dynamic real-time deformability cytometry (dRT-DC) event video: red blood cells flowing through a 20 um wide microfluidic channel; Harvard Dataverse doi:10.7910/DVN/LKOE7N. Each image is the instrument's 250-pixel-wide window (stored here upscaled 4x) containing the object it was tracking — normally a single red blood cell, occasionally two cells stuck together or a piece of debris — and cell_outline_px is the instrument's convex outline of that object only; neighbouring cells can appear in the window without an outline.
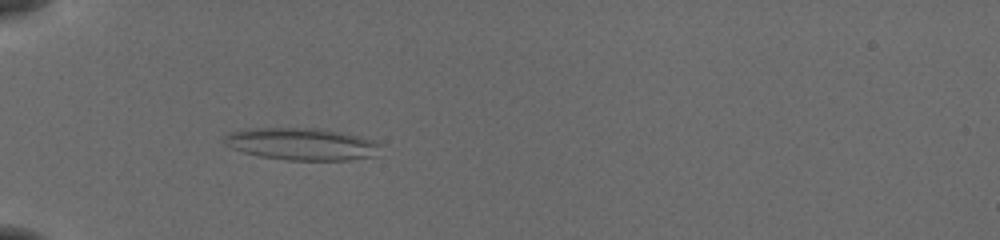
{"species": "common noctule bat (a hibernating species)", "species_latin": "Nyctalus noctula", "temperature_condition": "cold", "stored_images_in_passage": 38, "camera_frame_rate_fps": 3000, "um_per_image_px": 0.085, "animal": {"sex": "female", "body_mass_g": 19.5, "forearm_length_mm": 54.1}, "frame": {"image": 1, "passage_image": 3, "time_ms": 0.667, "image_size_px": [1000, 240], "cell_outline_px": [[380, 144], [372, 156], [348, 160], [288, 160], [260, 156], [244, 152], [232, 148], [224, 144], [224, 136], [232, 132], [256, 128], [316, 128], [340, 132], [376, 140]], "centroid_in_image_um": [25.62, 12.24], "position_along_channel_um": 59.4, "area_um2": 28.84}}
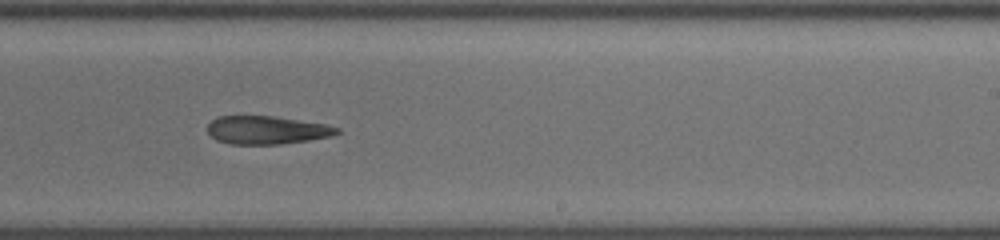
{"frame": {"image": 2, "passage_image": 20, "time_ms": 6.333, "image_size_px": [1000, 240], "cell_outline_px": [[340, 132], [332, 136], [308, 140], [280, 144], [228, 144], [216, 140], [208, 132], [208, 124], [212, 120], [220, 116], [276, 116], [324, 124], [340, 128]], "centroid_in_image_um": [22.67, 11.05], "position_along_channel_um": 266.3, "area_um2": 21.21}}
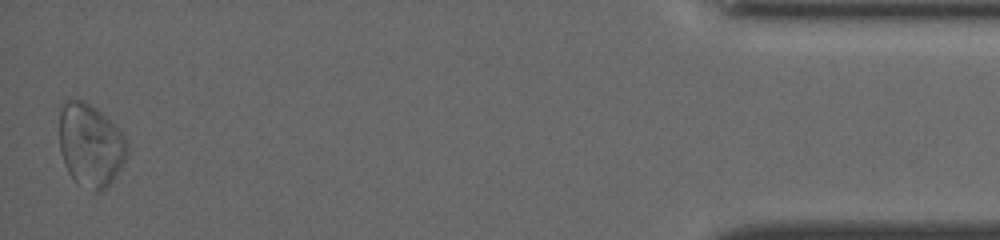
{"frame": {"image": 3, "passage_image": 38, "time_ms": 12.333, "image_size_px": [1000, 240], "cell_outline_px": [[128, 148], [124, 160], [120, 168], [108, 188], [100, 192], [92, 192], [76, 184], [68, 172], [64, 164], [60, 152], [60, 108], [64, 100], [84, 100], [96, 108], [124, 136]], "centroid_in_image_um": [7.66, 12.38], "position_along_channel_um": 427.5, "area_um2": 32.89}}